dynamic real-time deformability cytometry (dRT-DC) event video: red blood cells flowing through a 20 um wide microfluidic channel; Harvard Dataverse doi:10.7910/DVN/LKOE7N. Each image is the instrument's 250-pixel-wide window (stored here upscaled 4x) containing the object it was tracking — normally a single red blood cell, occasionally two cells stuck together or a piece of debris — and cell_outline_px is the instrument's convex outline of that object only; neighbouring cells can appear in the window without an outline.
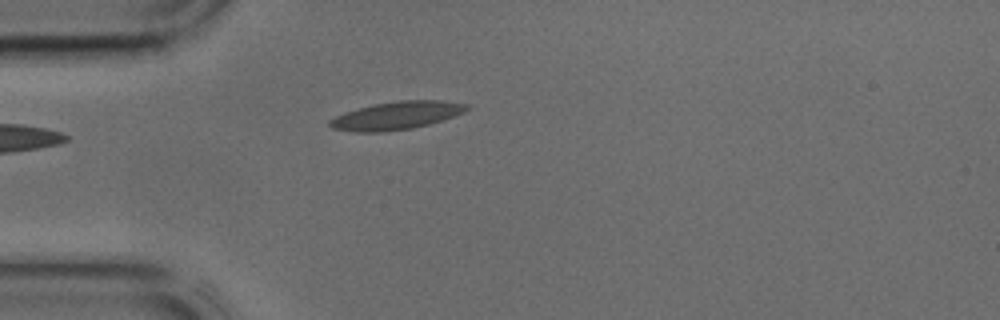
{"species": "common noctule bat (a hibernating species)", "species_latin": "Nyctalus noctula", "temperature_condition": "cold", "stored_images_in_passage": 4, "camera_frame_rate_fps": 3000, "um_per_image_px": 0.085, "animal": {"sex": "male", "body_mass_g": 17.9, "forearm_length_mm": 54.2}, "frame": {"image": 1, "passage_image": 1, "time_ms": 0.0, "image_size_px": [1000, 320], "cell_outline_px": [[468, 108], [464, 112], [428, 124], [412, 128], [380, 132], [352, 132], [332, 128], [328, 124], [328, 120], [344, 112], [376, 104], [400, 100], [440, 100], [468, 104]], "centroid_in_image_um": [33.66, 9.82], "position_along_channel_um": 51.3, "area_um2": 22.02}}